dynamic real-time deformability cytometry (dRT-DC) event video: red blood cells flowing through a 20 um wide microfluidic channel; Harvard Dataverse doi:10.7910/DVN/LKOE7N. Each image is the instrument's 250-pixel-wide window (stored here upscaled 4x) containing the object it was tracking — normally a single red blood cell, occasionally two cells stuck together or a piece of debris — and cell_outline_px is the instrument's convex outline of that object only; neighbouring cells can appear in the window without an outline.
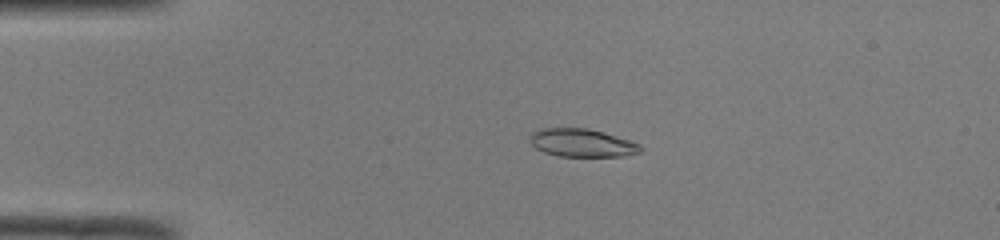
{"species": "common noctule bat (a hibernating species)", "species_latin": "Nyctalus noctula", "temperature_condition": "room temperature", "stored_images_in_passage": 36, "camera_frame_rate_fps": 3000, "um_per_image_px": 0.085, "animal": {"sex": "male", "body_mass_g": 19.0, "forearm_length_mm": 50.8}, "frame": {"image": 1, "passage_image": 4, "time_ms": 1.0, "image_size_px": [1000, 240], "cell_outline_px": [[644, 148], [640, 152], [624, 156], [560, 156], [544, 152], [536, 148], [532, 144], [528, 136], [532, 132], [540, 128], [588, 128], [604, 132], [632, 140], [640, 144]], "centroid_in_image_um": [49.49, 12.13], "position_along_channel_um": 35.5, "area_um2": 18.26}}
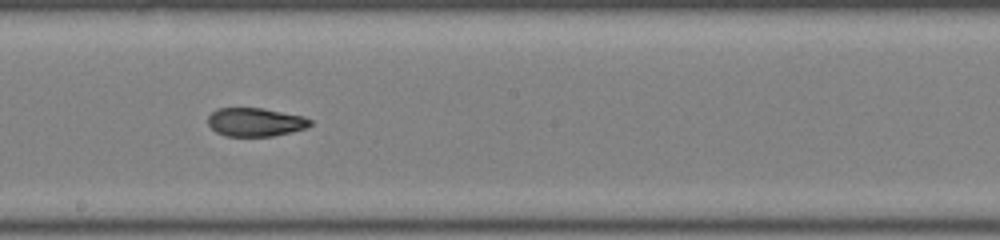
{"frame": {"image": 2, "passage_image": 21, "time_ms": 6.667, "image_size_px": [1000, 240], "cell_outline_px": [[312, 124], [308, 128], [292, 132], [272, 136], [224, 136], [216, 132], [208, 124], [208, 116], [216, 108], [264, 108], [304, 116], [312, 120]], "centroid_in_image_um": [21.73, 10.38], "position_along_channel_um": 226.5, "area_um2": 17.22}}
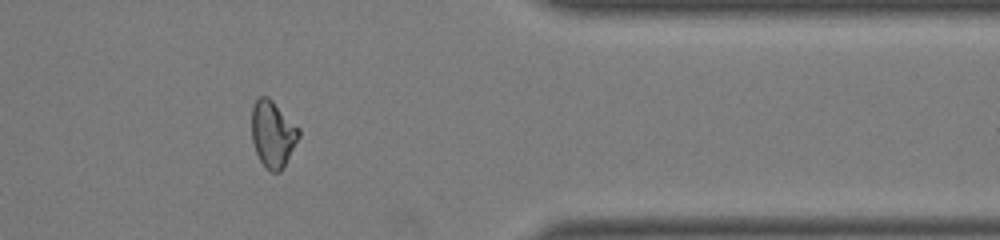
{"frame": {"image": 3, "passage_image": 34, "time_ms": 11.0, "image_size_px": [1000, 240], "cell_outline_px": [[300, 136], [280, 172], [272, 172], [264, 168], [256, 152], [252, 140], [252, 108], [256, 100], [260, 96], [268, 96], [300, 128]], "centroid_in_image_um": [23.19, 11.39], "position_along_channel_um": 388.2, "area_um2": 18.21}, "authors_computed_cell_mechanics": {"area_um2": 18.0336, "velocity_mm_per_s": 4.0966, "shape_relaxation_time_tau1_ms": null, "shape_relaxation_time_tau2_ms": 1.5622, "deformation_change_tau1": null, "deformation_change_tau2": 0.0629}}